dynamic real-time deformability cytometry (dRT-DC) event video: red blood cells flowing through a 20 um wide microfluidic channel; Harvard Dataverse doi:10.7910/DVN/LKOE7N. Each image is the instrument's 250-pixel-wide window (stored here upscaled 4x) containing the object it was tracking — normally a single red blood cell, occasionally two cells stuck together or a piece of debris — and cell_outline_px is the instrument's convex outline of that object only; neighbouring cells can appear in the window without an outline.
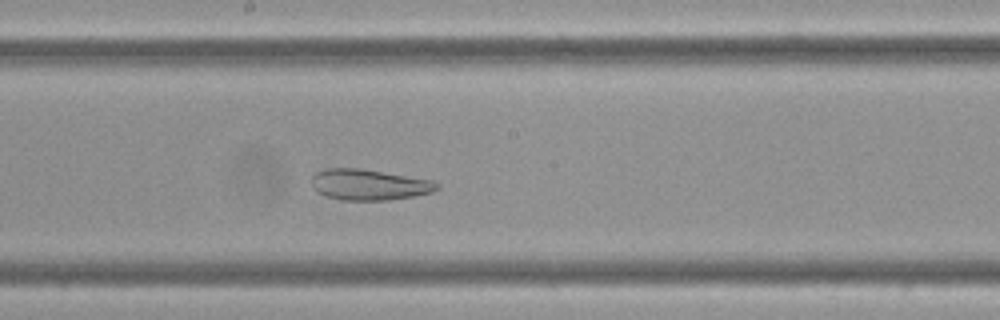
{"species": "Egyptian fruit bat (a non-hibernating species)", "species_latin": "Rousettus aegyptiacus", "temperature_condition": "cold", "stored_images_in_passage": 43, "camera_frame_rate_fps": 3000, "um_per_image_px": 0.085, "frame": {"image": 1, "passage_image": 15, "time_ms": 4.667, "image_size_px": [1000, 320], "cell_outline_px": [[440, 188], [432, 192], [412, 196], [388, 200], [340, 200], [316, 192], [312, 188], [312, 176], [316, 172], [324, 168], [360, 168], [432, 180], [440, 184]], "centroid_in_image_um": [31.35, 15.69], "position_along_channel_um": 216.9, "area_um2": 22.6}}
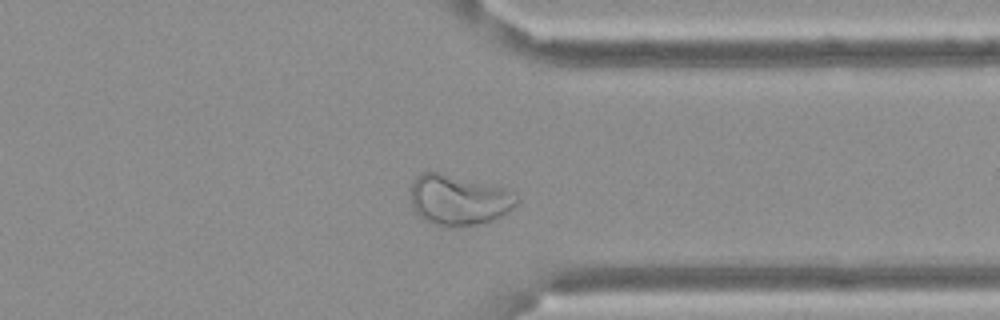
{"frame": {"image": 2, "passage_image": 29, "time_ms": 9.333, "image_size_px": [1000, 320], "cell_outline_px": [[520, 200], [508, 212], [492, 220], [476, 224], [456, 228], [444, 228], [424, 220], [412, 208], [412, 180], [416, 176], [424, 172], [440, 172], [504, 188], [516, 192]], "centroid_in_image_um": [38.99, 17.01], "position_along_channel_um": 372.4, "area_um2": 31.39}, "authors_computed_cell_mechanics": {"area_um2": 27.1082, "velocity_mm_per_s": 3.3667, "shape_relaxation_time_tau1_ms": null, "shape_relaxation_time_tau2_ms": 2.3984, "deformation_change_tau1": null, "deformation_change_tau2": 0.0868}}